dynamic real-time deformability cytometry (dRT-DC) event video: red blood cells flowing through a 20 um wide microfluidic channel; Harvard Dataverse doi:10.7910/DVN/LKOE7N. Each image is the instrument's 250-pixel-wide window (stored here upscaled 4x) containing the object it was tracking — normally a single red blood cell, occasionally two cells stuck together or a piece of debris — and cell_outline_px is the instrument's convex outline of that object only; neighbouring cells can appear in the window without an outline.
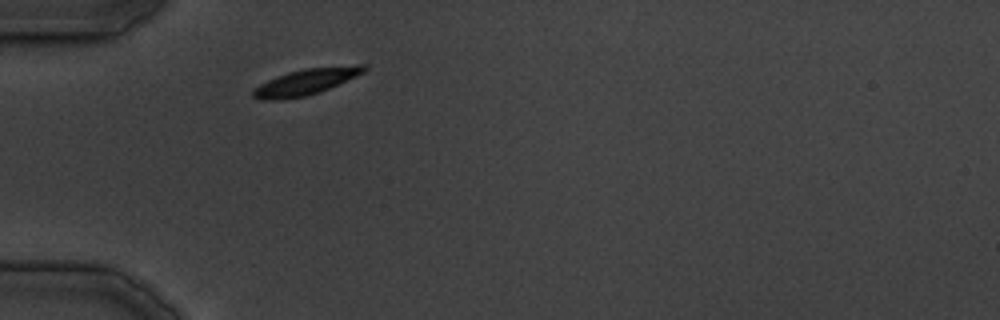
{"species": "common noctule bat (a hibernating species)", "species_latin": "Nyctalus noctula", "temperature_condition": "cold", "stored_images_in_passage": 27, "segment_of_instrument_passage": [1, 2], "camera_frame_rate_fps": 3000, "um_per_image_px": 0.085, "animal": {"sex": "male", "body_mass_g": 19.5, "forearm_length_mm": 54.6}, "frame": {"image": 1, "passage_image": 1, "time_ms": 0.0, "image_size_px": [1000, 320], "cell_outline_px": [[368, 68], [364, 72], [320, 92], [304, 96], [280, 100], [260, 100], [252, 96], [252, 88], [268, 80], [288, 72], [304, 68], [356, 64], [368, 64]], "centroid_in_image_um": [26.0, 6.94], "position_along_channel_um": 59.0, "area_um2": 16.94}}
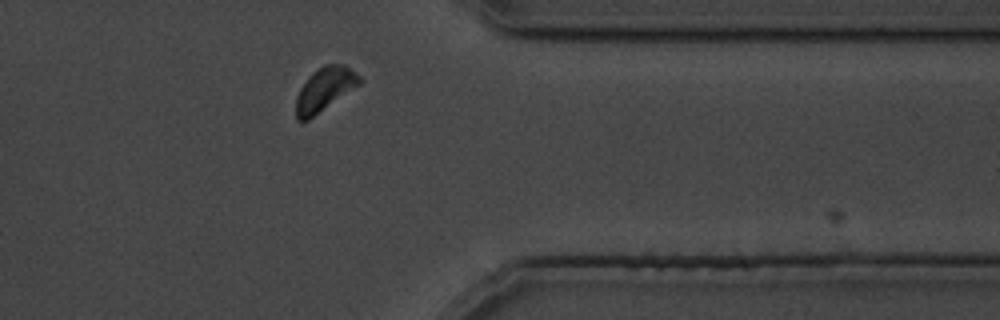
{"frame": {"image": 2, "passage_image": 20, "time_ms": 24.0, "image_size_px": [1000, 320], "cell_outline_px": [[364, 80], [360, 84], [308, 120], [296, 120], [296, 96], [300, 88], [308, 76], [312, 72], [324, 64], [344, 64], [360, 76]], "centroid_in_image_um": [27.59, 7.57], "position_along_channel_um": 383.8, "area_um2": 16.07}}
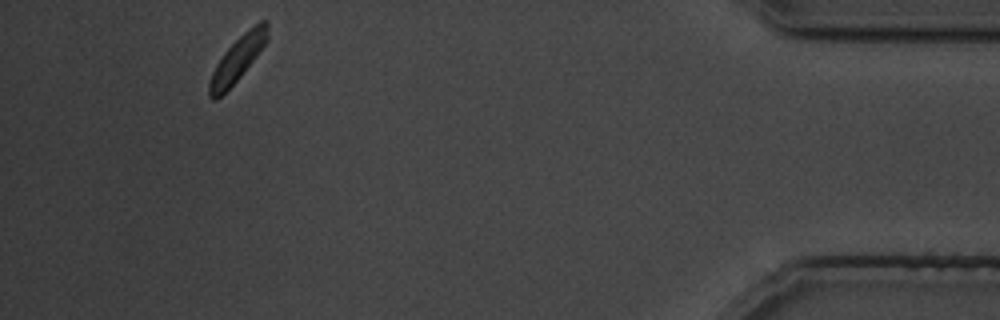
{"frame": {"image": 3, "passage_image": 24, "time_ms": 29.667, "image_size_px": [1000, 320], "cell_outline_px": [[268, 40], [256, 56], [240, 76], [216, 100], [212, 100], [208, 96], [208, 84], [212, 72], [216, 64], [224, 52], [248, 28], [260, 20], [268, 20]], "centroid_in_image_um": [20.19, 4.98], "position_along_channel_um": 415.0, "area_um2": 15.03}}